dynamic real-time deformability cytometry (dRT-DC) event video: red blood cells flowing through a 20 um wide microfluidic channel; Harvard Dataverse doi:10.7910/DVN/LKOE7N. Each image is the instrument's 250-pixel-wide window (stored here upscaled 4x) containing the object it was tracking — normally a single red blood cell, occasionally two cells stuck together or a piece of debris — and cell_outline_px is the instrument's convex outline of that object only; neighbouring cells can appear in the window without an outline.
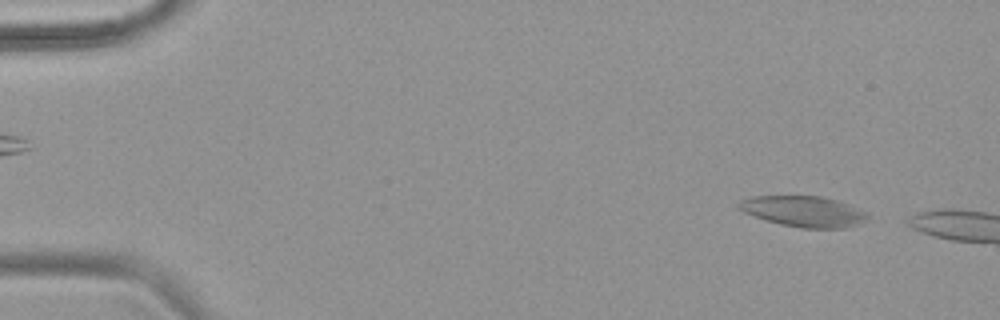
{"species": "common noctule bat (a hibernating species)", "species_latin": "Nyctalus noctula", "temperature_condition": "warm", "stored_images_in_passage": 8, "camera_frame_rate_fps": 3000, "um_per_image_px": 0.085, "animal": {"sex": "female", "body_mass_g": 18.4}, "frame": {"image": 1, "passage_image": 5, "time_ms": 1.333, "image_size_px": [1000, 320], "cell_outline_px": [[868, 216], [864, 220], [844, 228], [800, 228], [780, 224], [744, 212], [736, 208], [736, 204], [740, 200], [752, 196], [820, 196], [836, 200], [848, 204], [864, 212]], "centroid_in_image_um": [68.23, 17.96], "position_along_channel_um": 16.8, "area_um2": 22.72}}